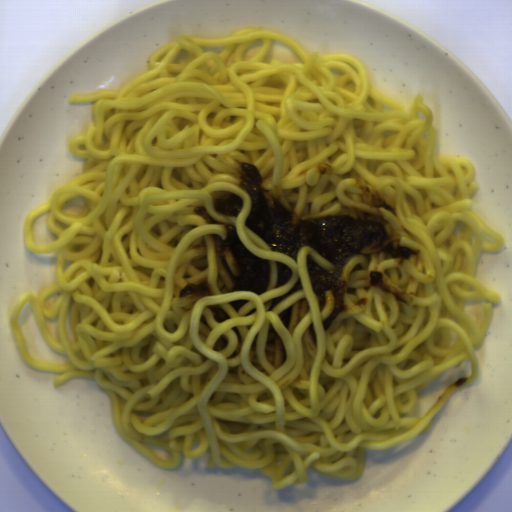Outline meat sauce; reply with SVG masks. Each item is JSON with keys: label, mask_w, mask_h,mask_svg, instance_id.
Segmentation results:
<instances>
[{"label": "meat sauce", "mask_w": 512, "mask_h": 512, "mask_svg": "<svg viewBox=\"0 0 512 512\" xmlns=\"http://www.w3.org/2000/svg\"><path fill=\"white\" fill-rule=\"evenodd\" d=\"M194 213L201 216L208 224L222 225L219 222H217L214 218H212L208 212H206L205 206L194 207Z\"/></svg>", "instance_id": "meat-sauce-7"}, {"label": "meat sauce", "mask_w": 512, "mask_h": 512, "mask_svg": "<svg viewBox=\"0 0 512 512\" xmlns=\"http://www.w3.org/2000/svg\"><path fill=\"white\" fill-rule=\"evenodd\" d=\"M210 286L207 281H202L198 284H187L185 287L180 289L178 296L185 297L189 294H195L196 296L206 295V289Z\"/></svg>", "instance_id": "meat-sauce-5"}, {"label": "meat sauce", "mask_w": 512, "mask_h": 512, "mask_svg": "<svg viewBox=\"0 0 512 512\" xmlns=\"http://www.w3.org/2000/svg\"><path fill=\"white\" fill-rule=\"evenodd\" d=\"M370 285L379 286L380 289L388 295H391L395 299L399 300L400 302L406 303L401 295H404V292H401L396 289V287H390L387 282H385L381 276V273L379 271H370Z\"/></svg>", "instance_id": "meat-sauce-4"}, {"label": "meat sauce", "mask_w": 512, "mask_h": 512, "mask_svg": "<svg viewBox=\"0 0 512 512\" xmlns=\"http://www.w3.org/2000/svg\"><path fill=\"white\" fill-rule=\"evenodd\" d=\"M246 303H249L246 299H237L229 302V305L238 311Z\"/></svg>", "instance_id": "meat-sauce-11"}, {"label": "meat sauce", "mask_w": 512, "mask_h": 512, "mask_svg": "<svg viewBox=\"0 0 512 512\" xmlns=\"http://www.w3.org/2000/svg\"><path fill=\"white\" fill-rule=\"evenodd\" d=\"M277 284L276 288L289 282L292 276V269L286 264L276 262Z\"/></svg>", "instance_id": "meat-sauce-6"}, {"label": "meat sauce", "mask_w": 512, "mask_h": 512, "mask_svg": "<svg viewBox=\"0 0 512 512\" xmlns=\"http://www.w3.org/2000/svg\"><path fill=\"white\" fill-rule=\"evenodd\" d=\"M213 204L218 213L231 218L238 217L240 211L244 208L242 198L235 193L215 197Z\"/></svg>", "instance_id": "meat-sauce-3"}, {"label": "meat sauce", "mask_w": 512, "mask_h": 512, "mask_svg": "<svg viewBox=\"0 0 512 512\" xmlns=\"http://www.w3.org/2000/svg\"><path fill=\"white\" fill-rule=\"evenodd\" d=\"M226 238L209 234L217 252H229V258L237 272L234 274L226 256H220L223 267L233 282L231 293L250 290L255 294H265L270 280L271 264L246 248L238 238L235 226L226 224Z\"/></svg>", "instance_id": "meat-sauce-2"}, {"label": "meat sauce", "mask_w": 512, "mask_h": 512, "mask_svg": "<svg viewBox=\"0 0 512 512\" xmlns=\"http://www.w3.org/2000/svg\"><path fill=\"white\" fill-rule=\"evenodd\" d=\"M254 312H256V308H254L253 310H251V311H250V312H248L247 314L249 315V314H252V313H254Z\"/></svg>", "instance_id": "meat-sauce-13"}, {"label": "meat sauce", "mask_w": 512, "mask_h": 512, "mask_svg": "<svg viewBox=\"0 0 512 512\" xmlns=\"http://www.w3.org/2000/svg\"><path fill=\"white\" fill-rule=\"evenodd\" d=\"M292 316V307H290L288 310L282 312L279 315L281 323L288 329L289 322Z\"/></svg>", "instance_id": "meat-sauce-10"}, {"label": "meat sauce", "mask_w": 512, "mask_h": 512, "mask_svg": "<svg viewBox=\"0 0 512 512\" xmlns=\"http://www.w3.org/2000/svg\"><path fill=\"white\" fill-rule=\"evenodd\" d=\"M299 290H302V282L300 280V278L298 279V281L296 282V284L286 293L284 294L283 296L279 297V298H275L273 299V303L270 307V309L275 306L278 302H280L283 298H285L286 296L296 292V291H299Z\"/></svg>", "instance_id": "meat-sauce-9"}, {"label": "meat sauce", "mask_w": 512, "mask_h": 512, "mask_svg": "<svg viewBox=\"0 0 512 512\" xmlns=\"http://www.w3.org/2000/svg\"><path fill=\"white\" fill-rule=\"evenodd\" d=\"M241 169L238 187L250 198V211L245 225L257 234L273 252L285 254L297 261V253L302 247H311L329 263L334 264L332 272L319 266L308 255L305 258L306 270L311 289L317 296L319 311H324L327 303V291L332 292L333 306L330 314L322 321L327 331L337 314L345 310L344 301L347 283L340 279L342 266L350 261L352 255L365 246L379 249L383 254L399 258L403 265L410 255L419 251L405 247L395 249L393 235L388 234L386 226L369 219H355L346 214L325 216L322 218L299 219L283 206L280 196L272 200V207L261 187L263 176L250 162H239Z\"/></svg>", "instance_id": "meat-sauce-1"}, {"label": "meat sauce", "mask_w": 512, "mask_h": 512, "mask_svg": "<svg viewBox=\"0 0 512 512\" xmlns=\"http://www.w3.org/2000/svg\"><path fill=\"white\" fill-rule=\"evenodd\" d=\"M207 308L212 311L213 318L216 321H219L222 323L225 320L230 318L229 315L226 313V311L222 308L212 307V306H208Z\"/></svg>", "instance_id": "meat-sauce-8"}, {"label": "meat sauce", "mask_w": 512, "mask_h": 512, "mask_svg": "<svg viewBox=\"0 0 512 512\" xmlns=\"http://www.w3.org/2000/svg\"><path fill=\"white\" fill-rule=\"evenodd\" d=\"M308 333L312 339V342L316 345L317 343V338H316V333L314 331V324L313 322H311L309 325H308Z\"/></svg>", "instance_id": "meat-sauce-12"}]
</instances>
